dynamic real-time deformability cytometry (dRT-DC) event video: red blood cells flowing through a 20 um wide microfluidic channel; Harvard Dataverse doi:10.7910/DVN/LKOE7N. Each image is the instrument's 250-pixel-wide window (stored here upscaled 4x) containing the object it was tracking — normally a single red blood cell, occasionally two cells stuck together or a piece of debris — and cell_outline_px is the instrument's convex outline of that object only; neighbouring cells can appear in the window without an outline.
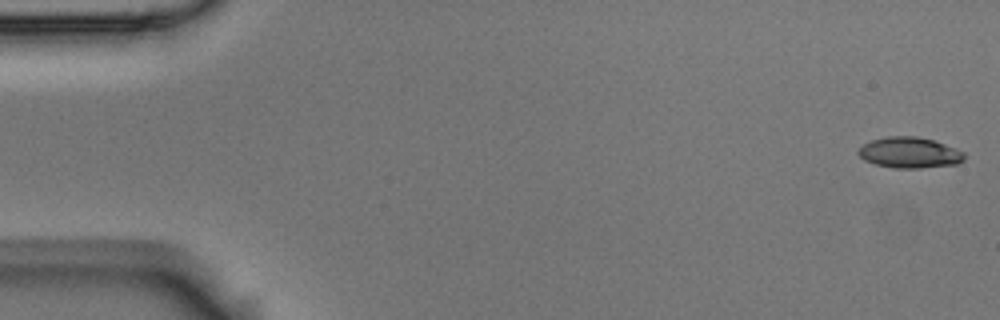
{"species": "Egyptian fruit bat (a non-hibernating species)", "species_latin": "Rousettus aegyptiacus", "temperature_condition": "room temperature", "stored_images_in_passage": 6, "camera_frame_rate_fps": 3000, "um_per_image_px": 0.085, "animal": {"sex": "male"}, "frame": {"image": 1, "passage_image": 1, "time_ms": 0.0, "image_size_px": [1000, 320], "cell_outline_px": [[964, 160], [956, 164], [920, 168], [892, 168], [876, 164], [864, 160], [856, 152], [864, 144], [872, 140], [888, 136], [916, 136], [936, 140], [956, 148], [964, 152]], "centroid_in_image_um": [77.33, 12.97], "position_along_channel_um": 7.7, "area_um2": 19.13}}
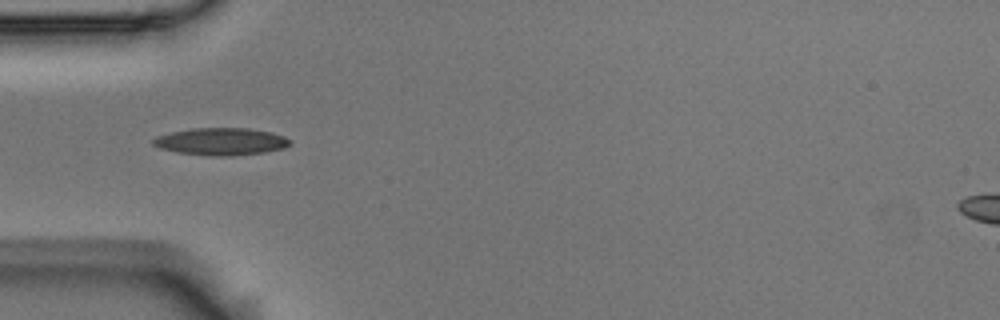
{"frame": {"image": 2, "passage_image": 5, "time_ms": 1.333, "image_size_px": [1000, 320], "cell_outline_px": [[292, 144], [284, 148], [264, 152], [232, 156], [212, 156], [176, 152], [160, 148], [152, 144], [152, 140], [156, 136], [172, 132], [192, 128], [248, 128], [272, 132], [284, 136], [292, 140]], "centroid_in_image_um": [18.82, 12.03], "position_along_channel_um": 66.2, "area_um2": 21.91}}
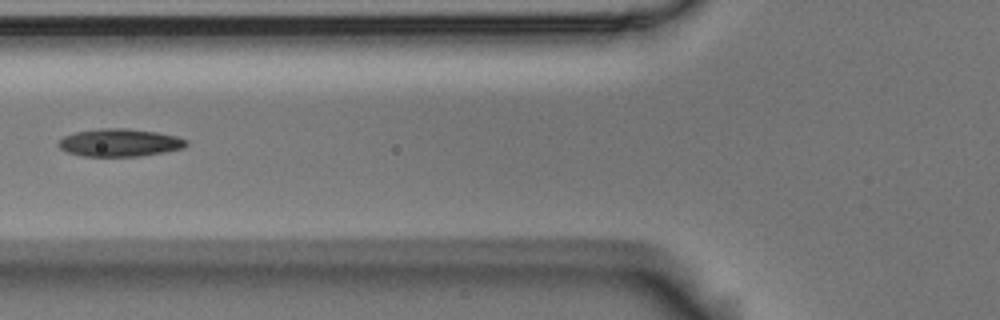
{"frame": {"image": 3, "passage_image": 6, "time_ms": 1.667, "image_size_px": [1000, 320], "cell_outline_px": [[188, 144], [184, 148], [140, 156], [84, 156], [68, 152], [60, 148], [56, 144], [64, 136], [76, 132], [100, 128], [128, 128], [156, 132], [176, 136], [188, 140]], "centroid_in_image_um": [10.18, 12.12], "position_along_channel_um": 115.6, "area_um2": 20.58}}